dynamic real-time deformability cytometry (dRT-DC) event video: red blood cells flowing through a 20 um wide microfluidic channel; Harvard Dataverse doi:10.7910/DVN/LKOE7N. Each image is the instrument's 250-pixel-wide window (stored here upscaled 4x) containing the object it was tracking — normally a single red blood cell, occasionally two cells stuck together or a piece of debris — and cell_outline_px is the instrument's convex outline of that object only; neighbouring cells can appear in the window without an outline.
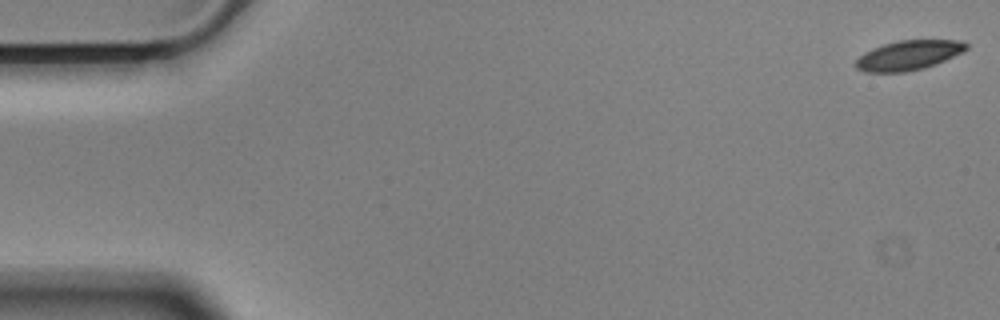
{"species": "Egyptian fruit bat (a non-hibernating species)", "species_latin": "Rousettus aegyptiacus", "temperature_condition": "cold", "stored_images_in_passage": 57, "camera_frame_rate_fps": 3000, "um_per_image_px": 0.085, "animal": {"sex": "male"}, "frame": {"image": 1, "passage_image": 1, "time_ms": 0.0, "image_size_px": [1000, 320], "cell_outline_px": [[968, 48], [964, 52], [936, 64], [924, 68], [904, 72], [864, 72], [856, 68], [856, 60], [864, 52], [872, 48], [884, 44], [900, 40], [964, 40], [968, 44]], "centroid_in_image_um": [77.26, 4.69], "position_along_channel_um": 7.7, "area_um2": 19.19}}
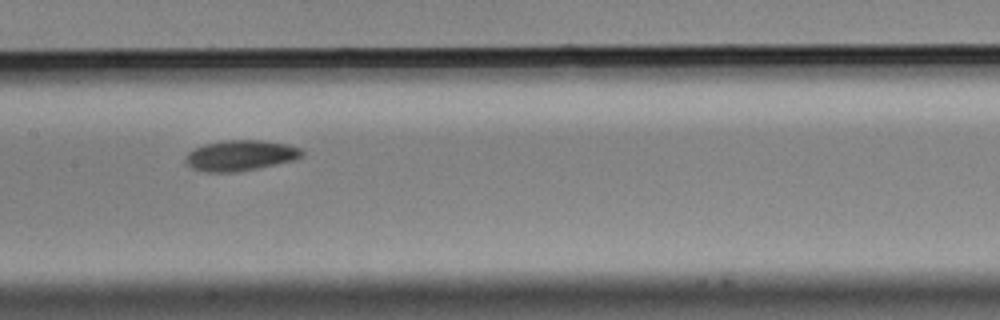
{"frame": {"image": 2, "passage_image": 28, "time_ms": 9.0, "image_size_px": [1000, 320], "cell_outline_px": [[304, 156], [292, 160], [276, 164], [236, 172], [204, 172], [192, 168], [184, 160], [184, 156], [188, 152], [204, 144], [224, 140], [264, 140], [288, 144], [300, 148], [304, 152]], "centroid_in_image_um": [20.43, 13.21], "position_along_channel_um": 187.0, "area_um2": 20.81}}
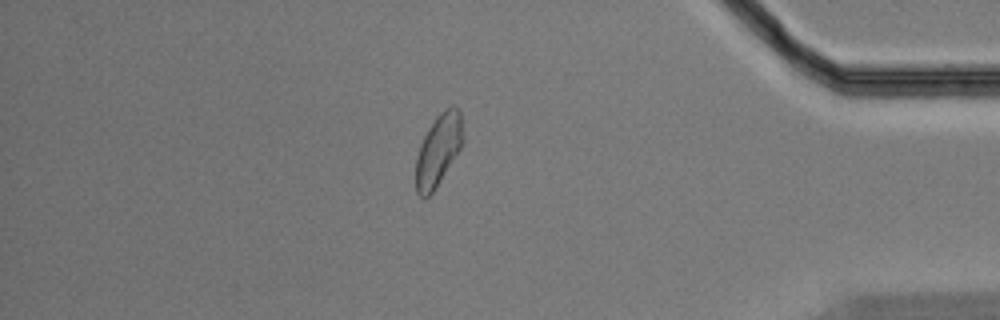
{"frame": {"image": 3, "passage_image": 49, "time_ms": 16.0, "image_size_px": [1000, 320], "cell_outline_px": [[464, 140], [460, 148], [440, 180], [432, 192], [424, 200], [416, 192], [416, 156], [420, 144], [428, 128], [436, 116], [440, 112], [452, 104], [456, 104], [460, 108], [464, 136]], "centroid_in_image_um": [37.27, 12.69], "position_along_channel_um": 397.9, "area_um2": 19.77}, "authors_computed_cell_mechanics": {"area_um2": 20.1722, "velocity_mm_per_s": 3.513, "shape_relaxation_time_tau1_ms": 5.7413, "shape_relaxation_time_tau2_ms": 8.215, "deformation_change_tau1": 0.1201, "deformation_change_tau2": 0.1245}}